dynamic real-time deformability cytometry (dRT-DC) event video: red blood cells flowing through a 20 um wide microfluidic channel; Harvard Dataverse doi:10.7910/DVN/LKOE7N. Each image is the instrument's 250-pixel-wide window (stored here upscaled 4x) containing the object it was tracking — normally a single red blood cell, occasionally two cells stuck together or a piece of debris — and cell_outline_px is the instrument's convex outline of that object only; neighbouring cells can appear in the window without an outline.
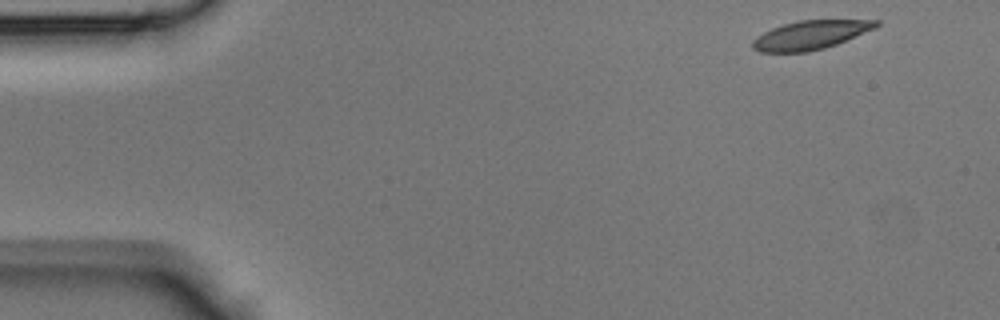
{"species": "Egyptian fruit bat (a non-hibernating species)", "species_latin": "Rousettus aegyptiacus", "temperature_condition": "room temperature", "stored_images_in_passage": 42, "camera_frame_rate_fps": 3000, "um_per_image_px": 0.085, "animal": {"sex": "male"}, "frame": {"image": 1, "passage_image": 1, "time_ms": 0.0, "image_size_px": [1000, 320], "cell_outline_px": [[880, 24], [876, 28], [836, 44], [824, 48], [808, 52], [760, 52], [752, 48], [752, 40], [756, 36], [772, 28], [796, 20], [880, 20]], "centroid_in_image_um": [68.88, 2.97], "position_along_channel_um": 16.1, "area_um2": 20.75}}
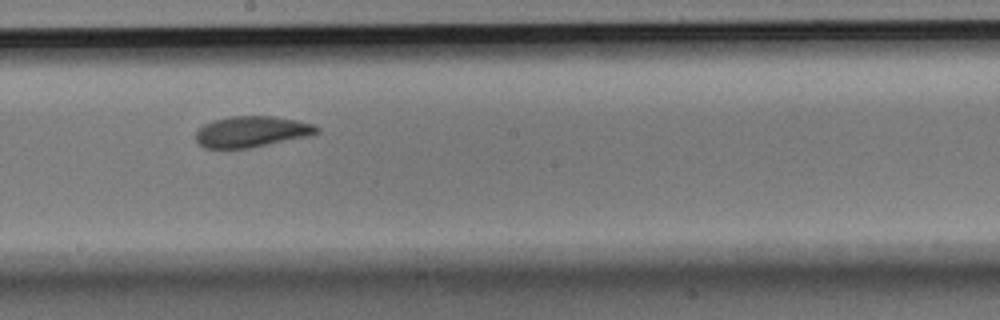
{"frame": {"image": 2, "passage_image": 22, "time_ms": 7.0, "image_size_px": [1000, 320], "cell_outline_px": [[320, 132], [308, 136], [248, 148], [204, 148], [196, 144], [196, 132], [204, 124], [212, 120], [232, 116], [272, 116], [296, 120], [316, 124], [320, 128]], "centroid_in_image_um": [21.39, 11.19], "position_along_channel_um": 226.8, "area_um2": 21.91}}
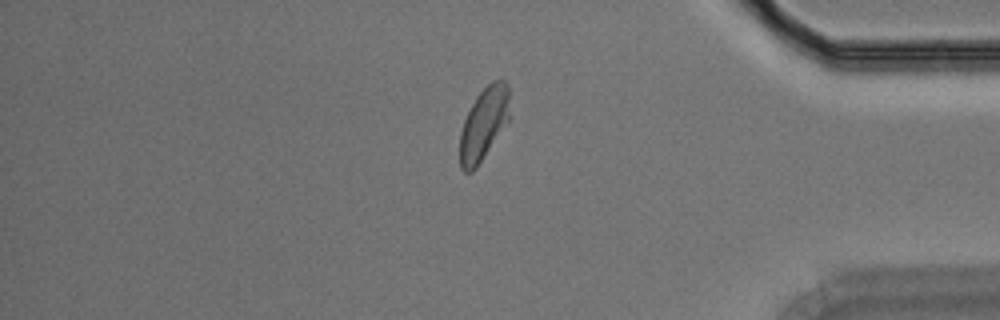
{"frame": {"image": 3, "passage_image": 35, "time_ms": 11.333, "image_size_px": [1000, 320], "cell_outline_px": [[512, 116], [476, 168], [472, 172], [464, 172], [460, 168], [460, 132], [464, 120], [476, 96], [492, 80], [504, 80], [508, 84]], "centroid_in_image_um": [41.15, 10.5], "position_along_channel_um": 394.0, "area_um2": 21.33}}